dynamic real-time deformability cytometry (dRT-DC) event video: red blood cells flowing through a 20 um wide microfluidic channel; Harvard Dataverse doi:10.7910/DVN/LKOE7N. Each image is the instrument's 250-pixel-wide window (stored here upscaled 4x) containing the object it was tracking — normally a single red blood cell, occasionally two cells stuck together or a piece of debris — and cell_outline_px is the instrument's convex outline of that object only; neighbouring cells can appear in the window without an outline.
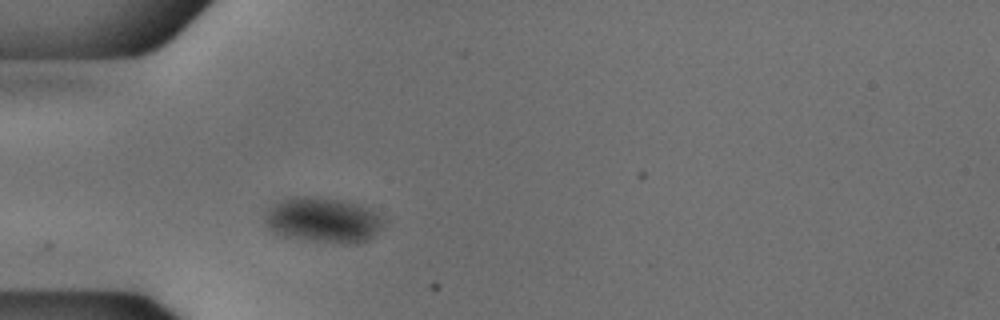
{"species": "common noctule bat (a hibernating species)", "species_latin": "Nyctalus noctula", "temperature_condition": "cold", "stored_images_in_passage": 39, "camera_frame_rate_fps": 3000, "um_per_image_px": 0.085, "animal": {"sex": "male", "body_mass_g": 18.8}, "frame": {"image": 1, "passage_image": 1, "time_ms": 0.0, "image_size_px": [1000, 320], "cell_outline_px": [[384, 224], [368, 240], [356, 244], [348, 244], [304, 240], [284, 236], [272, 232], [268, 228], [264, 220], [268, 208], [280, 200], [296, 196], [308, 196], [340, 200], [364, 208], [372, 212], [384, 220]], "centroid_in_image_um": [27.39, 18.73], "position_along_channel_um": 57.6, "area_um2": 30.87}}
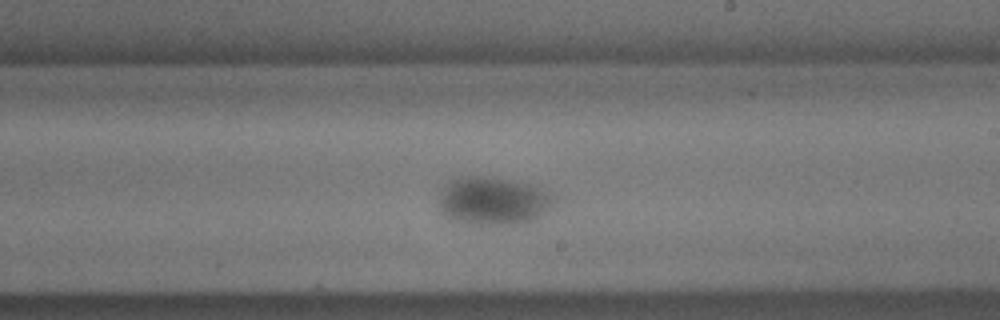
{"frame": {"image": 2, "passage_image": 17, "time_ms": 5.333, "image_size_px": [1000, 320], "cell_outline_px": [[556, 200], [552, 208], [532, 220], [516, 224], [480, 224], [456, 220], [444, 216], [440, 212], [440, 192], [444, 184], [452, 180], [464, 176], [480, 176], [532, 184], [556, 196]], "centroid_in_image_um": [41.93, 17.07], "position_along_channel_um": 247.1, "area_um2": 32.02}}
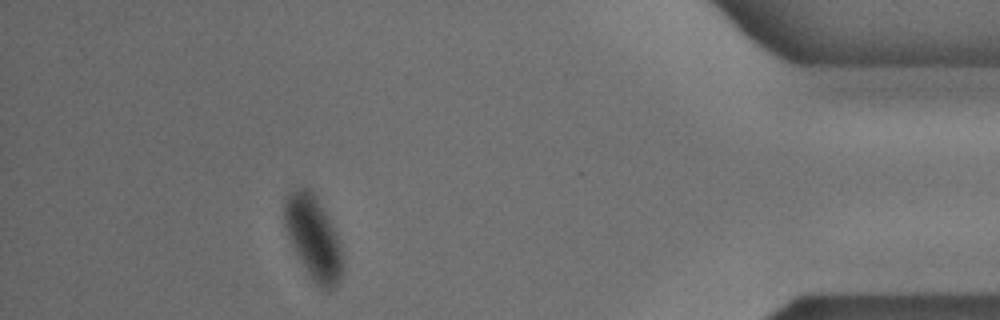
{"frame": {"image": 3, "passage_image": 34, "time_ms": 11.0, "image_size_px": [1000, 320], "cell_outline_px": [[340, 280], [336, 288], [328, 292], [316, 284], [312, 280], [292, 248], [284, 228], [284, 196], [288, 192], [296, 188], [308, 188], [312, 192], [324, 212], [336, 236], [340, 248]], "centroid_in_image_um": [26.55, 20.22], "position_along_channel_um": 408.6, "area_um2": 27.69}}